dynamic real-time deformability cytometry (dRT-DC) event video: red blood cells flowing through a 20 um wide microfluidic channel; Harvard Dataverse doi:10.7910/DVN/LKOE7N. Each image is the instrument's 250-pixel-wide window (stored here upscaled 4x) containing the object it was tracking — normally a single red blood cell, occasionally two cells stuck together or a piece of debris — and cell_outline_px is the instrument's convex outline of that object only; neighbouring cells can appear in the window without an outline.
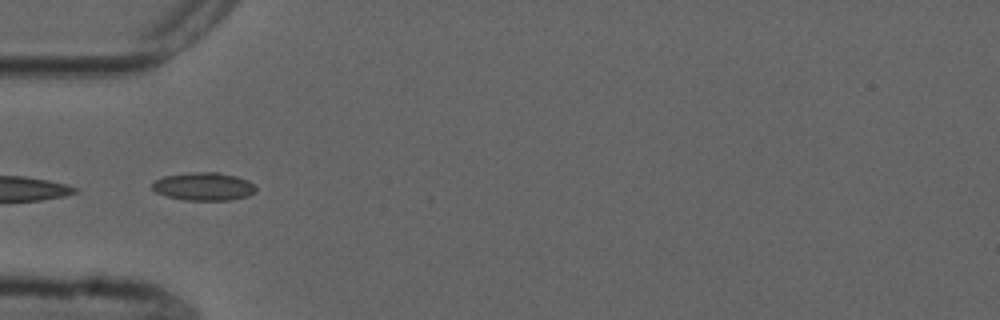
{"species": "common noctule bat (a hibernating species)", "species_latin": "Nyctalus noctula", "temperature_condition": "cold", "stored_images_in_passage": 8, "camera_frame_rate_fps": 3000, "um_per_image_px": 0.085, "animal": {"sex": "male", "forearm_length_mm": 52.5}, "frame": {"image": 1, "passage_image": 6, "time_ms": 1.667, "image_size_px": [1000, 320], "cell_outline_px": [[256, 192], [248, 196], [228, 200], [184, 200], [168, 196], [156, 192], [152, 188], [152, 184], [156, 180], [164, 176], [188, 172], [216, 172], [236, 176], [248, 180], [256, 188]], "centroid_in_image_um": [17.32, 15.84], "position_along_channel_um": 67.7, "area_um2": 16.88}}